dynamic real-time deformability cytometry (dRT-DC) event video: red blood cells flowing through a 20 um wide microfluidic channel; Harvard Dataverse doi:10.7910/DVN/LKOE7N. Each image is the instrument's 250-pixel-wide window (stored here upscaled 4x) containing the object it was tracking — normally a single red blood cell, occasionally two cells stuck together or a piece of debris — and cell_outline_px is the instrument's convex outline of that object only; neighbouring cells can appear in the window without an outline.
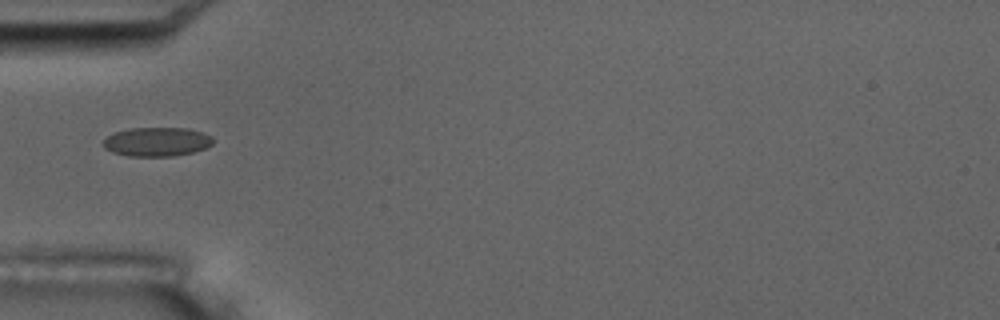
{"species": "common noctule bat (a hibernating species)", "species_latin": "Nyctalus noctula", "temperature_condition": "room temperature", "stored_images_in_passage": 15, "camera_frame_rate_fps": 3000, "um_per_image_px": 0.085, "animal": {"sex": "male", "body_mass_g": 17.5, "forearm_length_mm": 52.3}, "frame": {"image": 1, "passage_image": 5, "time_ms": 4.333, "image_size_px": [1000, 320], "cell_outline_px": [[212, 144], [204, 148], [192, 152], [172, 156], [128, 156], [112, 152], [104, 148], [104, 140], [112, 132], [128, 128], [188, 128], [212, 136]], "centroid_in_image_um": [13.29, 12.04], "position_along_channel_um": 71.7, "area_um2": 18.5}, "authors_computed_cell_mechanics": {"area_um2": 18.3226, "velocity_mm_per_s": 3.5215, "shape_relaxation_time_tau1_ms": null, "shape_relaxation_time_tau2_ms": 1.8705, "deformation_change_tau1": null, "deformation_change_tau2": 0.0799}}